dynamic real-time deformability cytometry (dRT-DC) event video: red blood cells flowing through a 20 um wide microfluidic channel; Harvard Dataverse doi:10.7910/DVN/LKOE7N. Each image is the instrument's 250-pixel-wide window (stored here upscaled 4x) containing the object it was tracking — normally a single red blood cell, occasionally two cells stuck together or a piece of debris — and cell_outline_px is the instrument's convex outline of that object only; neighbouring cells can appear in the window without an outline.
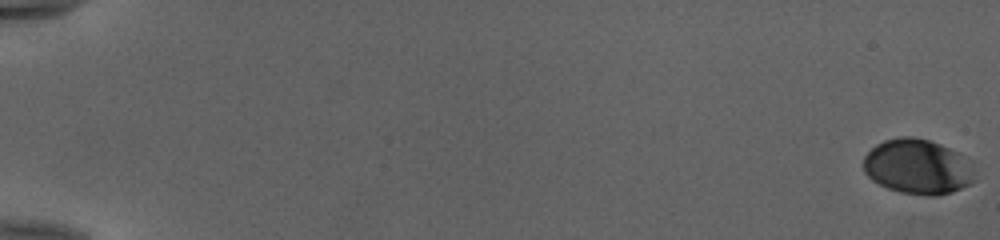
{"species": "human", "species_latin": "Homo sapiens", "temperature_condition": "cold", "stored_images_in_passage": 54, "camera_frame_rate_fps": 3000, "um_per_image_px": 0.085, "donor": {"sex": "female"}, "frame": {"image": 1, "passage_image": 1, "time_ms": 0.0, "image_size_px": [1000, 240], "cell_outline_px": [[976, 180], [952, 192], [936, 196], [924, 196], [900, 192], [888, 188], [872, 180], [864, 172], [864, 156], [876, 144], [884, 140], [900, 136], [912, 136], [928, 140], [940, 144], [956, 152], [972, 172]], "centroid_in_image_um": [77.92, 14.18], "position_along_channel_um": 7.1, "area_um2": 35.08}}
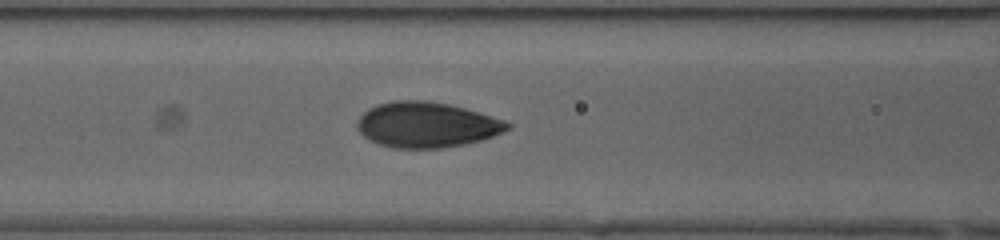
{"frame": {"image": 2, "passage_image": 26, "time_ms": 8.333, "image_size_px": [1000, 240], "cell_outline_px": [[512, 128], [492, 136], [480, 140], [464, 144], [440, 148], [392, 148], [368, 140], [356, 128], [356, 120], [368, 108], [376, 104], [392, 100], [424, 100], [448, 104], [464, 108], [504, 120], [512, 124]], "centroid_in_image_um": [36.22, 10.6], "position_along_channel_um": 130.4, "area_um2": 39.82}}
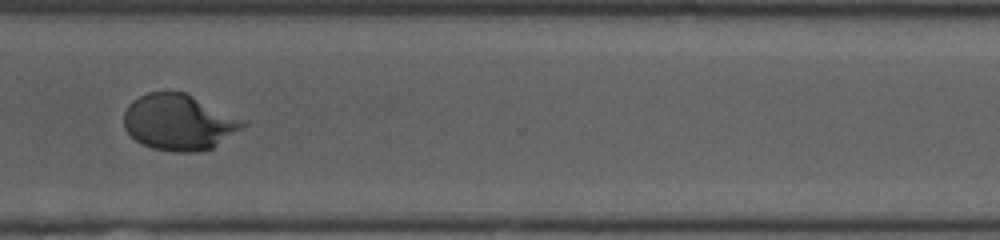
{"frame": {"image": 3, "passage_image": 43, "time_ms": 14.0, "image_size_px": [1000, 240], "cell_outline_px": [[248, 124], [244, 128], [212, 148], [200, 152], [172, 152], [152, 148], [136, 140], [124, 128], [124, 112], [128, 104], [132, 100], [148, 92], [184, 92], [248, 120]], "centroid_in_image_um": [15.25, 10.39], "position_along_channel_um": 355.3, "area_um2": 39.13}, "authors_computed_cell_mechanics": {"area_um2": 37.9168, "velocity_mm_per_s": 3.9772, "shape_relaxation_time_tau1_ms": 4.5665, "shape_relaxation_time_tau2_ms": null, "deformation_change_tau1": 0.1822, "deformation_change_tau2": null}}